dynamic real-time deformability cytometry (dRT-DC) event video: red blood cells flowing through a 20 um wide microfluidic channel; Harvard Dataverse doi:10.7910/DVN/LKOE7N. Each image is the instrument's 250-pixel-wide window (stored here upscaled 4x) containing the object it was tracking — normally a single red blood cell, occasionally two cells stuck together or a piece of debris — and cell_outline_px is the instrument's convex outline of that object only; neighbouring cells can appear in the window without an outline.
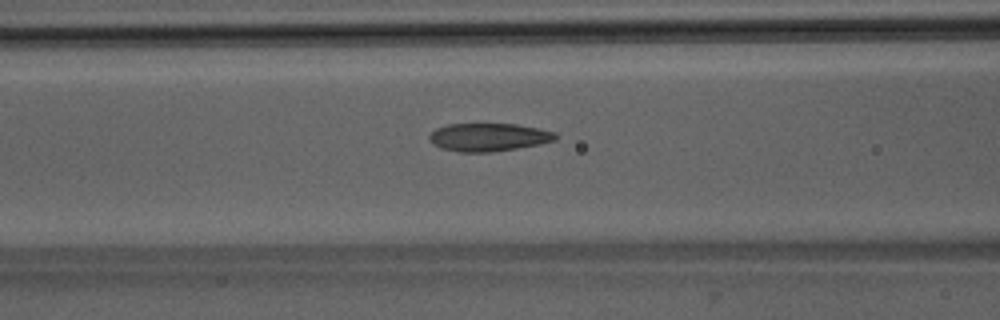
{"species": "Egyptian fruit bat (a non-hibernating species)", "species_latin": "Rousettus aegyptiacus", "temperature_condition": "room temperature", "stored_images_in_passage": 41, "camera_frame_rate_fps": 3000, "um_per_image_px": 0.085, "animal": {"sex": "male"}, "frame": {"image": 1, "passage_image": 11, "time_ms": 3.333, "image_size_px": [1000, 320], "cell_outline_px": [[560, 136], [556, 140], [540, 144], [492, 152], [460, 152], [440, 148], [432, 144], [428, 140], [428, 136], [436, 128], [448, 124], [516, 124], [556, 132]], "centroid_in_image_um": [41.52, 11.66], "position_along_channel_um": 125.1, "area_um2": 20.75}}
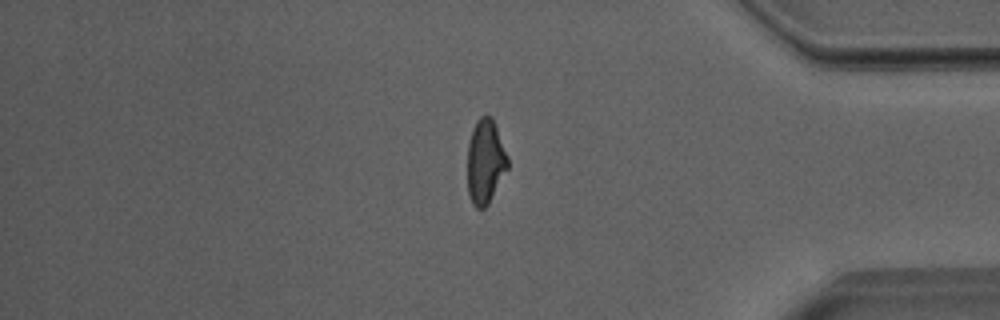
{"frame": {"image": 2, "passage_image": 33, "time_ms": 10.667, "image_size_px": [1000, 320], "cell_outline_px": [[508, 168], [488, 204], [484, 208], [476, 208], [472, 204], [468, 192], [468, 144], [472, 128], [476, 120], [480, 116], [492, 116], [508, 156]], "centroid_in_image_um": [41.25, 13.72], "position_along_channel_um": 393.9, "area_um2": 19.83}}
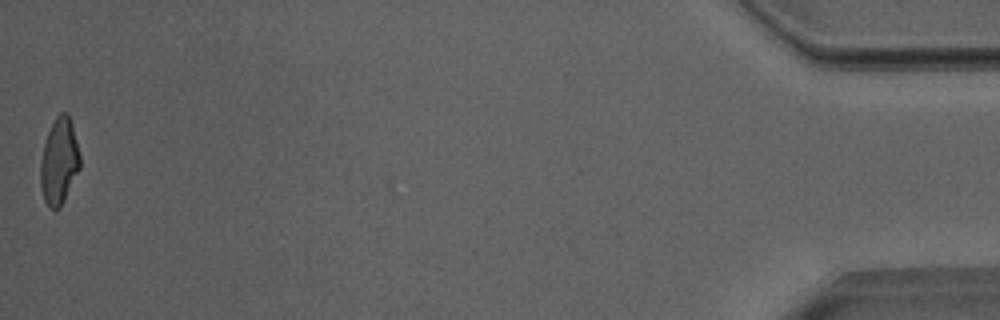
{"frame": {"image": 3, "passage_image": 41, "time_ms": 13.333, "image_size_px": [1000, 320], "cell_outline_px": [[80, 168], [60, 208], [48, 208], [44, 200], [40, 184], [40, 160], [44, 144], [48, 132], [56, 116], [60, 112], [68, 112], [72, 124], [80, 156]], "centroid_in_image_um": [5.02, 13.71], "position_along_channel_um": 430.2, "area_um2": 19.83}, "authors_computed_cell_mechanics": {"area_um2": 20.4034, "velocity_mm_per_s": 4.0169, "shape_relaxation_time_tau1_ms": 4.7521, "shape_relaxation_time_tau2_ms": 1.4439, "deformation_change_tau1": 0.1586, "deformation_change_tau2": 0.0838}}